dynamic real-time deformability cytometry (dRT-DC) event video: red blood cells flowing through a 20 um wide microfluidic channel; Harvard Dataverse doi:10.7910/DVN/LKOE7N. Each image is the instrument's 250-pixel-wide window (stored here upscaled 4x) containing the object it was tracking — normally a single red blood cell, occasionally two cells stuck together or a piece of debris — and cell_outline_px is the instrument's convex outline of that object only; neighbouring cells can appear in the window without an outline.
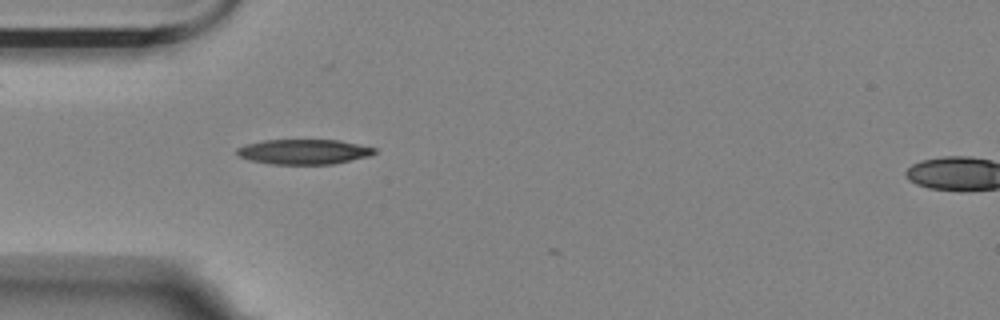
{"species": "Egyptian fruit bat (a non-hibernating species)", "species_latin": "Rousettus aegyptiacus", "temperature_condition": "room temperature", "stored_images_in_passage": 4, "segment_of_instrument_passage": [1, 2], "camera_frame_rate_fps": 3000, "um_per_image_px": 0.085, "animal": {"sex": "female"}, "frame": {"image": 1, "passage_image": 3, "time_ms": 0.667, "image_size_px": [1000, 320], "cell_outline_px": [[376, 152], [368, 156], [332, 164], [272, 164], [252, 160], [240, 156], [236, 152], [236, 148], [248, 144], [264, 140], [340, 140], [376, 148]], "centroid_in_image_um": [25.84, 12.89], "position_along_channel_um": 59.2, "area_um2": 19.77}}